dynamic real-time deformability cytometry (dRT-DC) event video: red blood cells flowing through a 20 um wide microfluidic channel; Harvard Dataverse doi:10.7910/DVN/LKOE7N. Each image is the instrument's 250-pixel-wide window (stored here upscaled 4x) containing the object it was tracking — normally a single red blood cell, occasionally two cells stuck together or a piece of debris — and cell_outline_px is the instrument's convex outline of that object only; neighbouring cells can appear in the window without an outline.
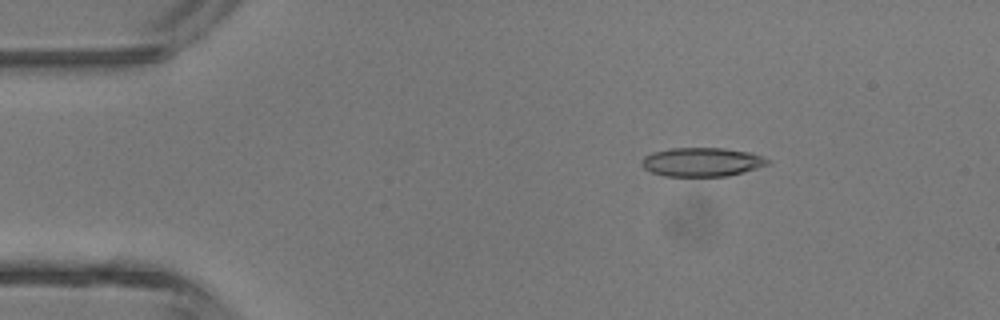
{"species": "common noctule bat (a hibernating species)", "species_latin": "Nyctalus noctula", "temperature_condition": "room temperature", "stored_images_in_passage": 5, "camera_frame_rate_fps": 3000, "um_per_image_px": 0.085, "animal": {"sex": "male", "body_mass_g": 13.3}, "frame": {"image": 1, "passage_image": 2, "time_ms": 1.333, "image_size_px": [1000, 320], "cell_outline_px": [[772, 164], [728, 176], [664, 176], [652, 172], [644, 168], [640, 164], [640, 160], [644, 156], [652, 152], [672, 148], [724, 148], [752, 152], [764, 156]], "centroid_in_image_um": [59.68, 13.76], "position_along_channel_um": 25.3, "area_um2": 21.44}}
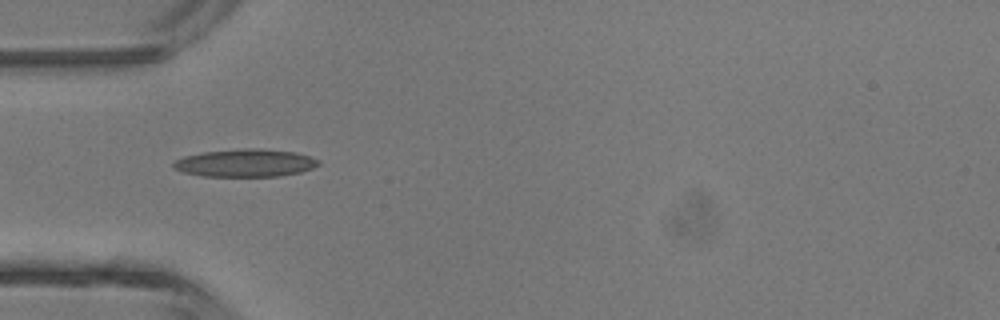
{"frame": {"image": 2, "passage_image": 4, "time_ms": 3.667, "image_size_px": [1000, 320], "cell_outline_px": [[320, 164], [312, 168], [300, 172], [280, 176], [200, 176], [184, 172], [172, 168], [172, 164], [176, 160], [184, 156], [204, 152], [244, 148], [260, 148], [296, 152], [320, 160]], "centroid_in_image_um": [20.85, 13.85], "position_along_channel_um": 64.1, "area_um2": 23.47}}
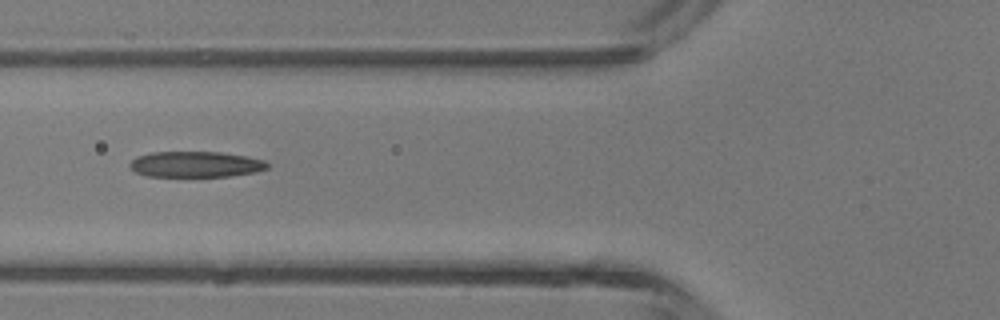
{"frame": {"image": 3, "passage_image": 5, "time_ms": 4.667, "image_size_px": [1000, 320], "cell_outline_px": [[268, 168], [256, 172], [228, 176], [148, 176], [136, 172], [128, 164], [136, 156], [152, 152], [220, 152], [248, 156], [264, 160], [268, 164]], "centroid_in_image_um": [16.64, 13.96], "position_along_channel_um": 109.2, "area_um2": 20.63}}